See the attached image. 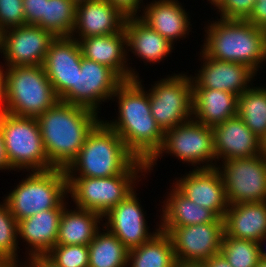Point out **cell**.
Listing matches in <instances>:
<instances>
[{
	"label": "cell",
	"instance_id": "obj_10",
	"mask_svg": "<svg viewBox=\"0 0 266 267\" xmlns=\"http://www.w3.org/2000/svg\"><path fill=\"white\" fill-rule=\"evenodd\" d=\"M173 74L155 81L148 89L151 115L163 132L192 119L191 76Z\"/></svg>",
	"mask_w": 266,
	"mask_h": 267
},
{
	"label": "cell",
	"instance_id": "obj_11",
	"mask_svg": "<svg viewBox=\"0 0 266 267\" xmlns=\"http://www.w3.org/2000/svg\"><path fill=\"white\" fill-rule=\"evenodd\" d=\"M218 164L229 205L266 201V160L261 155Z\"/></svg>",
	"mask_w": 266,
	"mask_h": 267
},
{
	"label": "cell",
	"instance_id": "obj_3",
	"mask_svg": "<svg viewBox=\"0 0 266 267\" xmlns=\"http://www.w3.org/2000/svg\"><path fill=\"white\" fill-rule=\"evenodd\" d=\"M216 20L205 24L200 50L215 60L245 64L258 74L266 61V31L246 20Z\"/></svg>",
	"mask_w": 266,
	"mask_h": 267
},
{
	"label": "cell",
	"instance_id": "obj_9",
	"mask_svg": "<svg viewBox=\"0 0 266 267\" xmlns=\"http://www.w3.org/2000/svg\"><path fill=\"white\" fill-rule=\"evenodd\" d=\"M1 130L6 154L14 171L53 169L45 153L37 118L6 113L1 123Z\"/></svg>",
	"mask_w": 266,
	"mask_h": 267
},
{
	"label": "cell",
	"instance_id": "obj_35",
	"mask_svg": "<svg viewBox=\"0 0 266 267\" xmlns=\"http://www.w3.org/2000/svg\"><path fill=\"white\" fill-rule=\"evenodd\" d=\"M61 267H88V245H55L46 254Z\"/></svg>",
	"mask_w": 266,
	"mask_h": 267
},
{
	"label": "cell",
	"instance_id": "obj_4",
	"mask_svg": "<svg viewBox=\"0 0 266 267\" xmlns=\"http://www.w3.org/2000/svg\"><path fill=\"white\" fill-rule=\"evenodd\" d=\"M136 160L119 135L101 119L65 173L66 176L111 177L124 173Z\"/></svg>",
	"mask_w": 266,
	"mask_h": 267
},
{
	"label": "cell",
	"instance_id": "obj_15",
	"mask_svg": "<svg viewBox=\"0 0 266 267\" xmlns=\"http://www.w3.org/2000/svg\"><path fill=\"white\" fill-rule=\"evenodd\" d=\"M137 190L103 215V227L115 235L129 250L149 241L159 230L160 224L151 233L146 221V211ZM140 201V202H139ZM145 213V214H144ZM158 226V227H157Z\"/></svg>",
	"mask_w": 266,
	"mask_h": 267
},
{
	"label": "cell",
	"instance_id": "obj_40",
	"mask_svg": "<svg viewBox=\"0 0 266 267\" xmlns=\"http://www.w3.org/2000/svg\"><path fill=\"white\" fill-rule=\"evenodd\" d=\"M245 20L266 31V0H257Z\"/></svg>",
	"mask_w": 266,
	"mask_h": 267
},
{
	"label": "cell",
	"instance_id": "obj_16",
	"mask_svg": "<svg viewBox=\"0 0 266 267\" xmlns=\"http://www.w3.org/2000/svg\"><path fill=\"white\" fill-rule=\"evenodd\" d=\"M82 52L72 37H56L51 43L42 64L47 78L61 100L76 87L78 71L81 70Z\"/></svg>",
	"mask_w": 266,
	"mask_h": 267
},
{
	"label": "cell",
	"instance_id": "obj_41",
	"mask_svg": "<svg viewBox=\"0 0 266 267\" xmlns=\"http://www.w3.org/2000/svg\"><path fill=\"white\" fill-rule=\"evenodd\" d=\"M32 267H61L54 263L47 255H39L27 261Z\"/></svg>",
	"mask_w": 266,
	"mask_h": 267
},
{
	"label": "cell",
	"instance_id": "obj_46",
	"mask_svg": "<svg viewBox=\"0 0 266 267\" xmlns=\"http://www.w3.org/2000/svg\"><path fill=\"white\" fill-rule=\"evenodd\" d=\"M260 155L266 160V133L260 138Z\"/></svg>",
	"mask_w": 266,
	"mask_h": 267
},
{
	"label": "cell",
	"instance_id": "obj_25",
	"mask_svg": "<svg viewBox=\"0 0 266 267\" xmlns=\"http://www.w3.org/2000/svg\"><path fill=\"white\" fill-rule=\"evenodd\" d=\"M223 221L224 235L260 242L266 236V201L229 205Z\"/></svg>",
	"mask_w": 266,
	"mask_h": 267
},
{
	"label": "cell",
	"instance_id": "obj_2",
	"mask_svg": "<svg viewBox=\"0 0 266 267\" xmlns=\"http://www.w3.org/2000/svg\"><path fill=\"white\" fill-rule=\"evenodd\" d=\"M95 111L63 101L37 118L45 153L53 168L66 169L101 120ZM100 118V119H99Z\"/></svg>",
	"mask_w": 266,
	"mask_h": 267
},
{
	"label": "cell",
	"instance_id": "obj_8",
	"mask_svg": "<svg viewBox=\"0 0 266 267\" xmlns=\"http://www.w3.org/2000/svg\"><path fill=\"white\" fill-rule=\"evenodd\" d=\"M164 153L193 165V169L216 168L213 128L191 119L167 130L162 147L147 163V172L151 173Z\"/></svg>",
	"mask_w": 266,
	"mask_h": 267
},
{
	"label": "cell",
	"instance_id": "obj_38",
	"mask_svg": "<svg viewBox=\"0 0 266 267\" xmlns=\"http://www.w3.org/2000/svg\"><path fill=\"white\" fill-rule=\"evenodd\" d=\"M126 19L140 17L139 12L144 7L143 0H105ZM143 4V5H142ZM138 13V14H137Z\"/></svg>",
	"mask_w": 266,
	"mask_h": 267
},
{
	"label": "cell",
	"instance_id": "obj_43",
	"mask_svg": "<svg viewBox=\"0 0 266 267\" xmlns=\"http://www.w3.org/2000/svg\"><path fill=\"white\" fill-rule=\"evenodd\" d=\"M205 264L206 267H232L221 252L210 257Z\"/></svg>",
	"mask_w": 266,
	"mask_h": 267
},
{
	"label": "cell",
	"instance_id": "obj_19",
	"mask_svg": "<svg viewBox=\"0 0 266 267\" xmlns=\"http://www.w3.org/2000/svg\"><path fill=\"white\" fill-rule=\"evenodd\" d=\"M86 59L108 66L123 80L139 78V73L127 63V37L124 28L111 35L92 36L77 40Z\"/></svg>",
	"mask_w": 266,
	"mask_h": 267
},
{
	"label": "cell",
	"instance_id": "obj_17",
	"mask_svg": "<svg viewBox=\"0 0 266 267\" xmlns=\"http://www.w3.org/2000/svg\"><path fill=\"white\" fill-rule=\"evenodd\" d=\"M201 68L192 74L193 88L217 89L240 96L255 80L257 74L245 64L215 60L200 51ZM253 80V81H252ZM252 82V83H251Z\"/></svg>",
	"mask_w": 266,
	"mask_h": 267
},
{
	"label": "cell",
	"instance_id": "obj_26",
	"mask_svg": "<svg viewBox=\"0 0 266 267\" xmlns=\"http://www.w3.org/2000/svg\"><path fill=\"white\" fill-rule=\"evenodd\" d=\"M238 96L217 89L193 88L192 119L213 127L237 115Z\"/></svg>",
	"mask_w": 266,
	"mask_h": 267
},
{
	"label": "cell",
	"instance_id": "obj_42",
	"mask_svg": "<svg viewBox=\"0 0 266 267\" xmlns=\"http://www.w3.org/2000/svg\"><path fill=\"white\" fill-rule=\"evenodd\" d=\"M0 170H14L8 160L2 130H0Z\"/></svg>",
	"mask_w": 266,
	"mask_h": 267
},
{
	"label": "cell",
	"instance_id": "obj_24",
	"mask_svg": "<svg viewBox=\"0 0 266 267\" xmlns=\"http://www.w3.org/2000/svg\"><path fill=\"white\" fill-rule=\"evenodd\" d=\"M124 30L127 37V54L130 51L143 63H160L171 55L175 48L173 44L139 17L126 19Z\"/></svg>",
	"mask_w": 266,
	"mask_h": 267
},
{
	"label": "cell",
	"instance_id": "obj_31",
	"mask_svg": "<svg viewBox=\"0 0 266 267\" xmlns=\"http://www.w3.org/2000/svg\"><path fill=\"white\" fill-rule=\"evenodd\" d=\"M237 115L260 139L266 133V87L251 85L238 96Z\"/></svg>",
	"mask_w": 266,
	"mask_h": 267
},
{
	"label": "cell",
	"instance_id": "obj_33",
	"mask_svg": "<svg viewBox=\"0 0 266 267\" xmlns=\"http://www.w3.org/2000/svg\"><path fill=\"white\" fill-rule=\"evenodd\" d=\"M220 252L232 267H257L260 260L259 242L228 235H223Z\"/></svg>",
	"mask_w": 266,
	"mask_h": 267
},
{
	"label": "cell",
	"instance_id": "obj_20",
	"mask_svg": "<svg viewBox=\"0 0 266 267\" xmlns=\"http://www.w3.org/2000/svg\"><path fill=\"white\" fill-rule=\"evenodd\" d=\"M212 128L217 162L260 155V139L238 115Z\"/></svg>",
	"mask_w": 266,
	"mask_h": 267
},
{
	"label": "cell",
	"instance_id": "obj_1",
	"mask_svg": "<svg viewBox=\"0 0 266 267\" xmlns=\"http://www.w3.org/2000/svg\"><path fill=\"white\" fill-rule=\"evenodd\" d=\"M142 80H124L112 96L113 101L118 100L117 119L102 120L138 160L148 163L162 147L164 132L151 115L149 94Z\"/></svg>",
	"mask_w": 266,
	"mask_h": 267
},
{
	"label": "cell",
	"instance_id": "obj_49",
	"mask_svg": "<svg viewBox=\"0 0 266 267\" xmlns=\"http://www.w3.org/2000/svg\"><path fill=\"white\" fill-rule=\"evenodd\" d=\"M7 113L6 108H0V130H1V123L4 118V115Z\"/></svg>",
	"mask_w": 266,
	"mask_h": 267
},
{
	"label": "cell",
	"instance_id": "obj_53",
	"mask_svg": "<svg viewBox=\"0 0 266 267\" xmlns=\"http://www.w3.org/2000/svg\"><path fill=\"white\" fill-rule=\"evenodd\" d=\"M76 5L83 3V2H87V1H91V0H72Z\"/></svg>",
	"mask_w": 266,
	"mask_h": 267
},
{
	"label": "cell",
	"instance_id": "obj_6",
	"mask_svg": "<svg viewBox=\"0 0 266 267\" xmlns=\"http://www.w3.org/2000/svg\"><path fill=\"white\" fill-rule=\"evenodd\" d=\"M68 180L64 169L29 171L26 178L4 198L17 221L49 209H64L69 203Z\"/></svg>",
	"mask_w": 266,
	"mask_h": 267
},
{
	"label": "cell",
	"instance_id": "obj_14",
	"mask_svg": "<svg viewBox=\"0 0 266 267\" xmlns=\"http://www.w3.org/2000/svg\"><path fill=\"white\" fill-rule=\"evenodd\" d=\"M56 37L37 25H23L3 31L2 67L42 65L50 43ZM5 59V60H4Z\"/></svg>",
	"mask_w": 266,
	"mask_h": 267
},
{
	"label": "cell",
	"instance_id": "obj_7",
	"mask_svg": "<svg viewBox=\"0 0 266 267\" xmlns=\"http://www.w3.org/2000/svg\"><path fill=\"white\" fill-rule=\"evenodd\" d=\"M3 68L8 114L38 118L59 101L42 65Z\"/></svg>",
	"mask_w": 266,
	"mask_h": 267
},
{
	"label": "cell",
	"instance_id": "obj_27",
	"mask_svg": "<svg viewBox=\"0 0 266 267\" xmlns=\"http://www.w3.org/2000/svg\"><path fill=\"white\" fill-rule=\"evenodd\" d=\"M170 188L161 205L162 214L158 215L160 226H188L218 222L221 219L213 211L184 196L174 185Z\"/></svg>",
	"mask_w": 266,
	"mask_h": 267
},
{
	"label": "cell",
	"instance_id": "obj_51",
	"mask_svg": "<svg viewBox=\"0 0 266 267\" xmlns=\"http://www.w3.org/2000/svg\"><path fill=\"white\" fill-rule=\"evenodd\" d=\"M257 267H266V260L260 259L258 262Z\"/></svg>",
	"mask_w": 266,
	"mask_h": 267
},
{
	"label": "cell",
	"instance_id": "obj_36",
	"mask_svg": "<svg viewBox=\"0 0 266 267\" xmlns=\"http://www.w3.org/2000/svg\"><path fill=\"white\" fill-rule=\"evenodd\" d=\"M257 0H212L210 3L222 19L245 20Z\"/></svg>",
	"mask_w": 266,
	"mask_h": 267
},
{
	"label": "cell",
	"instance_id": "obj_21",
	"mask_svg": "<svg viewBox=\"0 0 266 267\" xmlns=\"http://www.w3.org/2000/svg\"><path fill=\"white\" fill-rule=\"evenodd\" d=\"M126 18L105 0L77 4L72 38L111 35L124 28Z\"/></svg>",
	"mask_w": 266,
	"mask_h": 267
},
{
	"label": "cell",
	"instance_id": "obj_44",
	"mask_svg": "<svg viewBox=\"0 0 266 267\" xmlns=\"http://www.w3.org/2000/svg\"><path fill=\"white\" fill-rule=\"evenodd\" d=\"M0 108H6V89L3 63H0Z\"/></svg>",
	"mask_w": 266,
	"mask_h": 267
},
{
	"label": "cell",
	"instance_id": "obj_47",
	"mask_svg": "<svg viewBox=\"0 0 266 267\" xmlns=\"http://www.w3.org/2000/svg\"><path fill=\"white\" fill-rule=\"evenodd\" d=\"M265 242H266V236L262 239V241L259 242V244H260V259H262V260H266V248H263V246L266 244Z\"/></svg>",
	"mask_w": 266,
	"mask_h": 267
},
{
	"label": "cell",
	"instance_id": "obj_34",
	"mask_svg": "<svg viewBox=\"0 0 266 267\" xmlns=\"http://www.w3.org/2000/svg\"><path fill=\"white\" fill-rule=\"evenodd\" d=\"M18 221L11 214L9 206L3 200L0 202V261L21 263L18 251ZM18 248V249H17Z\"/></svg>",
	"mask_w": 266,
	"mask_h": 267
},
{
	"label": "cell",
	"instance_id": "obj_37",
	"mask_svg": "<svg viewBox=\"0 0 266 267\" xmlns=\"http://www.w3.org/2000/svg\"><path fill=\"white\" fill-rule=\"evenodd\" d=\"M26 25L22 0H0V28Z\"/></svg>",
	"mask_w": 266,
	"mask_h": 267
},
{
	"label": "cell",
	"instance_id": "obj_39",
	"mask_svg": "<svg viewBox=\"0 0 266 267\" xmlns=\"http://www.w3.org/2000/svg\"><path fill=\"white\" fill-rule=\"evenodd\" d=\"M27 25H37L44 15L45 0H22Z\"/></svg>",
	"mask_w": 266,
	"mask_h": 267
},
{
	"label": "cell",
	"instance_id": "obj_32",
	"mask_svg": "<svg viewBox=\"0 0 266 267\" xmlns=\"http://www.w3.org/2000/svg\"><path fill=\"white\" fill-rule=\"evenodd\" d=\"M76 6L72 0H45L44 15L37 26L50 31L55 37H70Z\"/></svg>",
	"mask_w": 266,
	"mask_h": 267
},
{
	"label": "cell",
	"instance_id": "obj_30",
	"mask_svg": "<svg viewBox=\"0 0 266 267\" xmlns=\"http://www.w3.org/2000/svg\"><path fill=\"white\" fill-rule=\"evenodd\" d=\"M88 249V267H127L128 265L129 249L103 226L88 244Z\"/></svg>",
	"mask_w": 266,
	"mask_h": 267
},
{
	"label": "cell",
	"instance_id": "obj_12",
	"mask_svg": "<svg viewBox=\"0 0 266 267\" xmlns=\"http://www.w3.org/2000/svg\"><path fill=\"white\" fill-rule=\"evenodd\" d=\"M123 81L113 69L82 56L76 87H72L60 101L100 113L102 102H109Z\"/></svg>",
	"mask_w": 266,
	"mask_h": 267
},
{
	"label": "cell",
	"instance_id": "obj_13",
	"mask_svg": "<svg viewBox=\"0 0 266 267\" xmlns=\"http://www.w3.org/2000/svg\"><path fill=\"white\" fill-rule=\"evenodd\" d=\"M172 241L176 261L205 262L220 253L224 221L188 226H160Z\"/></svg>",
	"mask_w": 266,
	"mask_h": 267
},
{
	"label": "cell",
	"instance_id": "obj_5",
	"mask_svg": "<svg viewBox=\"0 0 266 267\" xmlns=\"http://www.w3.org/2000/svg\"><path fill=\"white\" fill-rule=\"evenodd\" d=\"M145 174L148 175L147 163L137 159L124 173L116 176H66L68 197L73 199L71 202L75 207L95 211L103 216L133 193Z\"/></svg>",
	"mask_w": 266,
	"mask_h": 267
},
{
	"label": "cell",
	"instance_id": "obj_50",
	"mask_svg": "<svg viewBox=\"0 0 266 267\" xmlns=\"http://www.w3.org/2000/svg\"><path fill=\"white\" fill-rule=\"evenodd\" d=\"M3 30L0 28V53L2 54Z\"/></svg>",
	"mask_w": 266,
	"mask_h": 267
},
{
	"label": "cell",
	"instance_id": "obj_28",
	"mask_svg": "<svg viewBox=\"0 0 266 267\" xmlns=\"http://www.w3.org/2000/svg\"><path fill=\"white\" fill-rule=\"evenodd\" d=\"M67 207L62 211L56 245H88L103 226V216L95 211Z\"/></svg>",
	"mask_w": 266,
	"mask_h": 267
},
{
	"label": "cell",
	"instance_id": "obj_18",
	"mask_svg": "<svg viewBox=\"0 0 266 267\" xmlns=\"http://www.w3.org/2000/svg\"><path fill=\"white\" fill-rule=\"evenodd\" d=\"M179 178V179H178ZM173 180V185L191 201L224 218L228 209L225 187L216 168L193 169Z\"/></svg>",
	"mask_w": 266,
	"mask_h": 267
},
{
	"label": "cell",
	"instance_id": "obj_48",
	"mask_svg": "<svg viewBox=\"0 0 266 267\" xmlns=\"http://www.w3.org/2000/svg\"><path fill=\"white\" fill-rule=\"evenodd\" d=\"M18 264L13 261H0V267H16Z\"/></svg>",
	"mask_w": 266,
	"mask_h": 267
},
{
	"label": "cell",
	"instance_id": "obj_45",
	"mask_svg": "<svg viewBox=\"0 0 266 267\" xmlns=\"http://www.w3.org/2000/svg\"><path fill=\"white\" fill-rule=\"evenodd\" d=\"M175 267H206V264L198 261H176Z\"/></svg>",
	"mask_w": 266,
	"mask_h": 267
},
{
	"label": "cell",
	"instance_id": "obj_22",
	"mask_svg": "<svg viewBox=\"0 0 266 267\" xmlns=\"http://www.w3.org/2000/svg\"><path fill=\"white\" fill-rule=\"evenodd\" d=\"M63 209H49L18 221V241L26 242L25 252L29 259L46 255L55 245ZM27 248V249H26ZM29 250V251H28Z\"/></svg>",
	"mask_w": 266,
	"mask_h": 267
},
{
	"label": "cell",
	"instance_id": "obj_29",
	"mask_svg": "<svg viewBox=\"0 0 266 267\" xmlns=\"http://www.w3.org/2000/svg\"><path fill=\"white\" fill-rule=\"evenodd\" d=\"M170 236L159 230L149 241L129 250L127 267H175Z\"/></svg>",
	"mask_w": 266,
	"mask_h": 267
},
{
	"label": "cell",
	"instance_id": "obj_52",
	"mask_svg": "<svg viewBox=\"0 0 266 267\" xmlns=\"http://www.w3.org/2000/svg\"><path fill=\"white\" fill-rule=\"evenodd\" d=\"M22 263H19L16 267H32L28 262H22Z\"/></svg>",
	"mask_w": 266,
	"mask_h": 267
},
{
	"label": "cell",
	"instance_id": "obj_23",
	"mask_svg": "<svg viewBox=\"0 0 266 267\" xmlns=\"http://www.w3.org/2000/svg\"><path fill=\"white\" fill-rule=\"evenodd\" d=\"M186 11L178 0H152L144 5L139 18L175 45L179 39H185L192 29L191 17Z\"/></svg>",
	"mask_w": 266,
	"mask_h": 267
}]
</instances>
